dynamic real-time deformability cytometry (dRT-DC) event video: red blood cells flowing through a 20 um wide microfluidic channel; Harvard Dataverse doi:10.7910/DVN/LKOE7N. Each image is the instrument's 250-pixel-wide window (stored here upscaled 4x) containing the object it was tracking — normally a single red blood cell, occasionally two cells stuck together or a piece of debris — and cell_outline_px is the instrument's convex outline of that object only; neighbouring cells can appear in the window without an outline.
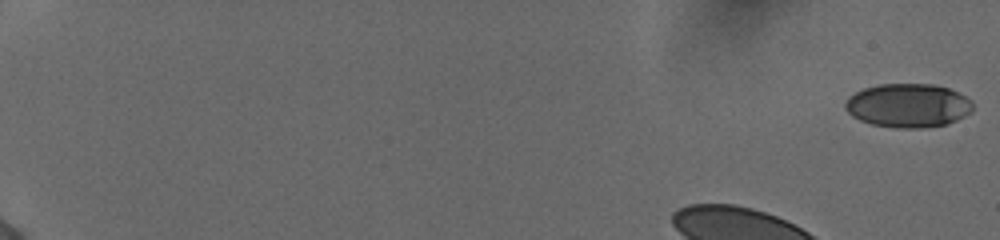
{"species": "human", "species_latin": "Homo sapiens", "temperature_condition": "cold", "stored_images_in_passage": 46, "camera_frame_rate_fps": 3000, "um_per_image_px": 0.085, "donor": {"sex": "female"}, "frame": {"image": 1, "passage_image": 1, "time_ms": 0.0, "image_size_px": [1000, 240], "cell_outline_px": [[972, 112], [948, 124], [924, 128], [896, 128], [872, 124], [860, 120], [852, 116], [844, 108], [844, 104], [848, 96], [864, 88], [880, 84], [932, 84], [948, 88], [972, 100]], "centroid_in_image_um": [77.17, 8.97], "position_along_channel_um": 7.8, "area_um2": 32.66}}
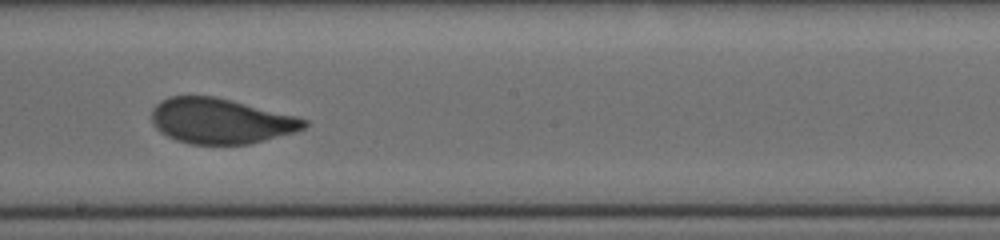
{"frame": {"image": 2, "passage_image": 29, "time_ms": 9.333, "image_size_px": [1000, 240], "cell_outline_px": [[308, 124], [304, 128], [296, 132], [248, 144], [188, 144], [176, 140], [160, 132], [152, 124], [152, 108], [160, 100], [168, 96], [216, 96], [308, 120]], "centroid_in_image_um": [18.7, 10.28], "position_along_channel_um": 229.5, "area_um2": 40.11}}
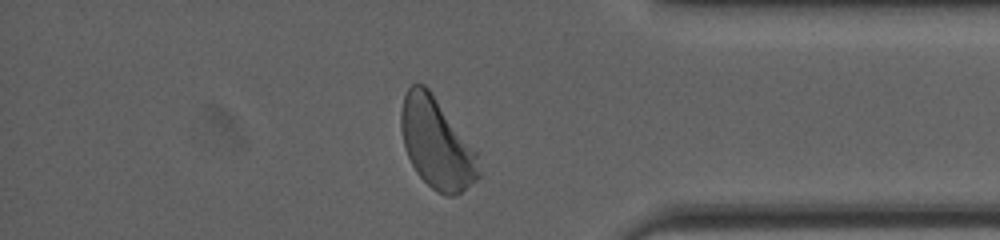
{"frame": {"image": 3, "passage_image": 43, "time_ms": 14.0, "image_size_px": [1000, 240], "cell_outline_px": [[480, 176], [476, 180], [456, 196], [444, 196], [432, 188], [416, 172], [408, 156], [404, 144], [400, 128], [400, 112], [404, 96], [408, 88], [412, 84], [424, 84], [428, 88], [476, 148], [480, 172]], "centroid_in_image_um": [37.13, 12.19], "position_along_channel_um": 398.1, "area_um2": 41.04}}